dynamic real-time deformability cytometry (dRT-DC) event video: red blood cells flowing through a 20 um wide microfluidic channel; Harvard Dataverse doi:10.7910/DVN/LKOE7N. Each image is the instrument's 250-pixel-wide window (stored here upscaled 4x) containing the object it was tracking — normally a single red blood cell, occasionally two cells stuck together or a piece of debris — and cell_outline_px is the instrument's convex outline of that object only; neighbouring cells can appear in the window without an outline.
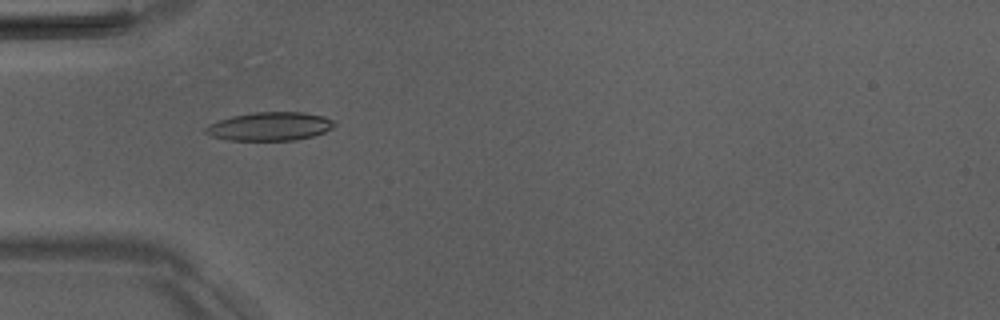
{"species": "Egyptian fruit bat (a non-hibernating species)", "species_latin": "Rousettus aegyptiacus", "temperature_condition": "room temperature", "stored_images_in_passage": 5, "camera_frame_rate_fps": 3000, "um_per_image_px": 0.085, "animal": {"sex": "male"}, "frame": {"image": 1, "passage_image": 4, "time_ms": 4.333, "image_size_px": [1000, 320], "cell_outline_px": [[336, 124], [332, 128], [324, 132], [312, 136], [292, 140], [228, 140], [212, 136], [204, 132], [204, 128], [208, 124], [232, 116], [252, 112], [304, 112], [324, 116], [332, 120]], "centroid_in_image_um": [22.92, 10.73], "position_along_channel_um": 62.1, "area_um2": 21.33}}